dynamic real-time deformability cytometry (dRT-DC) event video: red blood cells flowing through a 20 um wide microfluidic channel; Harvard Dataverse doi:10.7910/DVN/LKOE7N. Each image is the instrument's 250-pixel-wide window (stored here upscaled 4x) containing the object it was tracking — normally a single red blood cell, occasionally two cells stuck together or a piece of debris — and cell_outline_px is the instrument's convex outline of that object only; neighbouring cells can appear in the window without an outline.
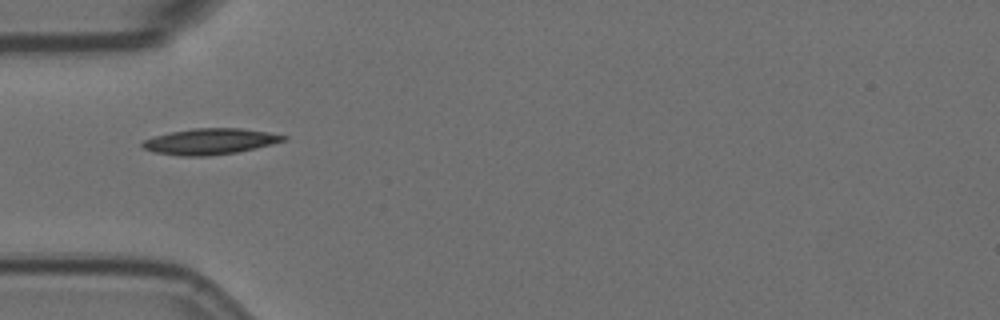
{"species": "Egyptian fruit bat (a non-hibernating species)", "species_latin": "Rousettus aegyptiacus", "temperature_condition": "room temperature", "stored_images_in_passage": 5, "camera_frame_rate_fps": 3000, "um_per_image_px": 0.085, "animal": {"sex": "female"}, "frame": {"image": 1, "passage_image": 2, "time_ms": 0.333, "image_size_px": [1000, 320], "cell_outline_px": [[288, 140], [272, 144], [236, 152], [208, 156], [180, 156], [152, 152], [144, 148], [140, 144], [144, 140], [156, 136], [172, 132], [192, 128], [240, 128], [268, 132], [288, 136]], "centroid_in_image_um": [17.87, 12.02], "position_along_channel_um": 67.1, "area_um2": 21.27}}
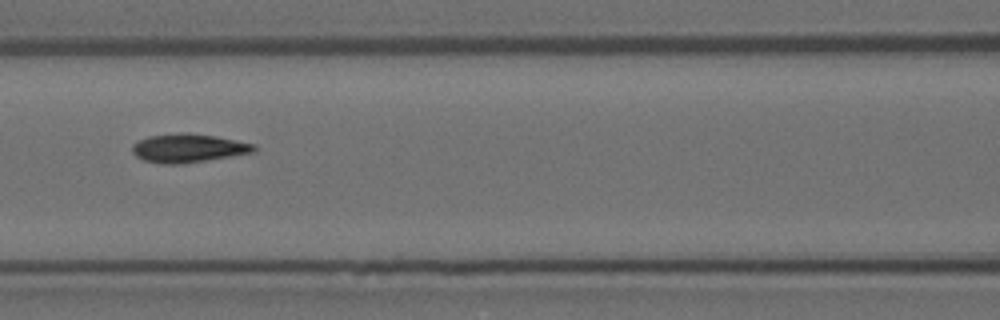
{"frame": {"image": 2, "passage_image": 4, "time_ms": 1.0, "image_size_px": [1000, 320], "cell_outline_px": [[256, 152], [180, 164], [164, 164], [144, 160], [136, 156], [132, 152], [132, 144], [148, 136], [184, 132], [188, 132], [216, 136], [256, 144]], "centroid_in_image_um": [16.02, 12.58], "position_along_channel_um": 150.6, "area_um2": 20.29}}
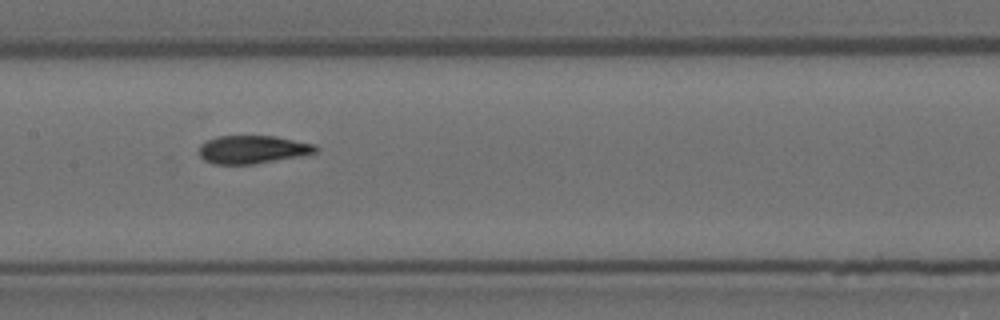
{"frame": {"image": 3, "passage_image": 5, "time_ms": 1.333, "image_size_px": [1000, 320], "cell_outline_px": [[320, 148], [316, 152], [300, 156], [252, 164], [216, 164], [204, 160], [196, 152], [200, 144], [204, 140], [216, 136], [276, 136], [316, 144]], "centroid_in_image_um": [21.44, 12.69], "position_along_channel_um": 186.0, "area_um2": 19.36}}